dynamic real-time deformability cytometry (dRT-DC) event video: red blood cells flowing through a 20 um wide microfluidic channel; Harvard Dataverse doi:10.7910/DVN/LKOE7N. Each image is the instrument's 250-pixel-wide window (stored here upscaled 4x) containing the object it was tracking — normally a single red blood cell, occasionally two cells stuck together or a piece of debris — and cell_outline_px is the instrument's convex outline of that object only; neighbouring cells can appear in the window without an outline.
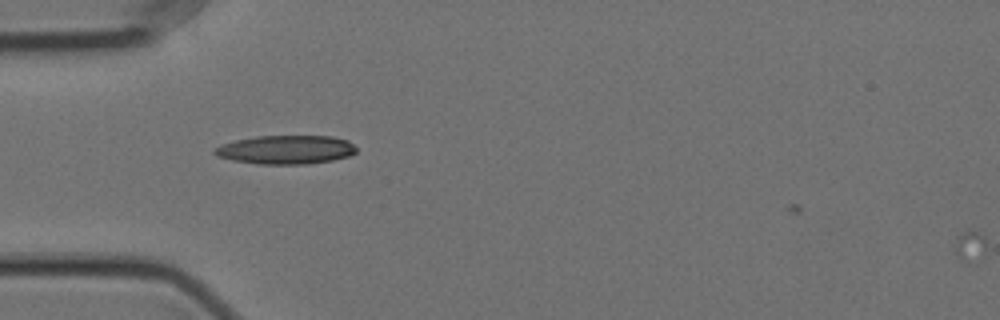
{"species": "Egyptian fruit bat (a non-hibernating species)", "species_latin": "Rousettus aegyptiacus", "temperature_condition": "cold", "stored_images_in_passage": 48, "camera_frame_rate_fps": 3000, "um_per_image_px": 0.085, "animal": {"sex": "female"}, "frame": {"image": 1, "passage_image": 8, "time_ms": 2.333, "image_size_px": [1000, 320], "cell_outline_px": [[356, 152], [348, 156], [332, 160], [308, 164], [256, 164], [232, 160], [216, 156], [212, 152], [220, 144], [236, 140], [256, 136], [332, 136], [348, 140], [356, 148]], "centroid_in_image_um": [24.28, 12.72], "position_along_channel_um": 60.7, "area_um2": 23.81}}
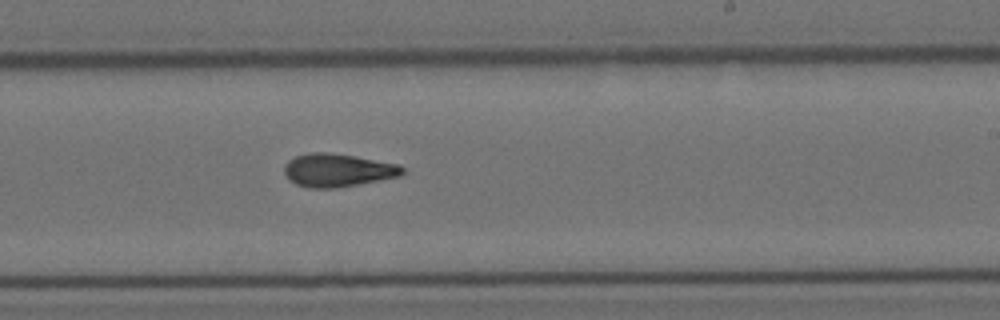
{"frame": {"image": 2, "passage_image": 25, "time_ms": 8.0, "image_size_px": [1000, 320], "cell_outline_px": [[404, 172], [400, 176], [380, 180], [336, 188], [308, 188], [296, 184], [288, 180], [284, 172], [284, 164], [288, 160], [296, 156], [308, 152], [328, 152], [356, 156], [400, 164], [404, 168]], "centroid_in_image_um": [28.69, 14.46], "position_along_channel_um": 260.3, "area_um2": 23.06}}
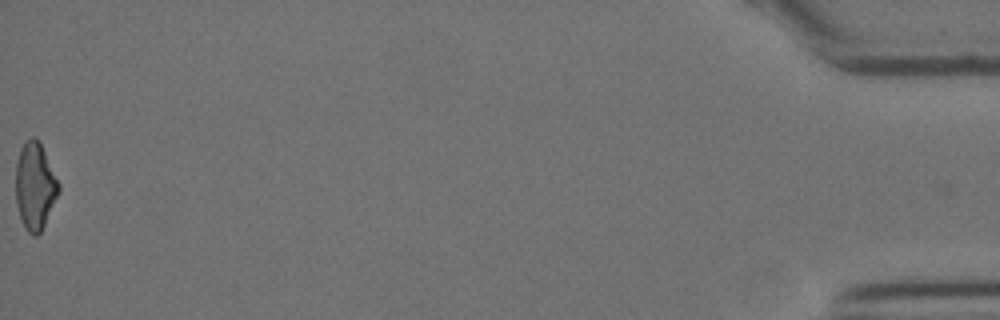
{"frame": {"image": 3, "passage_image": 48, "time_ms": 15.667, "image_size_px": [1000, 320], "cell_outline_px": [[60, 192], [40, 232], [36, 236], [32, 236], [24, 228], [16, 204], [16, 164], [20, 148], [24, 140], [32, 136], [36, 136], [40, 140], [60, 184]], "centroid_in_image_um": [2.98, 15.77], "position_along_channel_um": 432.2, "area_um2": 22.14}, "authors_computed_cell_mechanics": {"area_um2": 22.1374, "velocity_mm_per_s": 3.551, "shape_relaxation_time_tau1_ms": 9.3079, "shape_relaxation_time_tau2_ms": 5.2721, "deformation_change_tau1": 0.2216, "deformation_change_tau2": 0.1444}}